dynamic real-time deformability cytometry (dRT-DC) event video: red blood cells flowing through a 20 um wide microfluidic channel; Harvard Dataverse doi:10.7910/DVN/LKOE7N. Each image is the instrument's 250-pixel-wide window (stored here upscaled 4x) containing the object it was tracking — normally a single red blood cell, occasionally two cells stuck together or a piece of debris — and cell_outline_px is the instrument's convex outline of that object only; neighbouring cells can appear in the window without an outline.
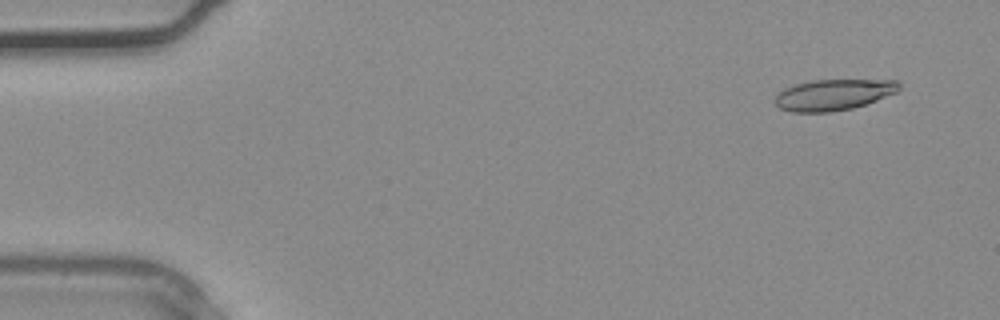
{"species": "common noctule bat (a hibernating species)", "species_latin": "Nyctalus noctula", "temperature_condition": "warm", "stored_images_in_passage": 4, "camera_frame_rate_fps": 3000, "um_per_image_px": 0.085, "animal": {"sex": "male", "body_mass_g": 20.4}, "frame": {"image": 1, "passage_image": 1, "time_ms": 0.0, "image_size_px": [1000, 320], "cell_outline_px": [[900, 88], [896, 92], [876, 100], [852, 108], [828, 112], [792, 112], [780, 108], [776, 104], [776, 96], [784, 88], [796, 84], [812, 80], [896, 80], [900, 84]], "centroid_in_image_um": [70.84, 8.05], "position_along_channel_um": 14.2, "area_um2": 22.14}}
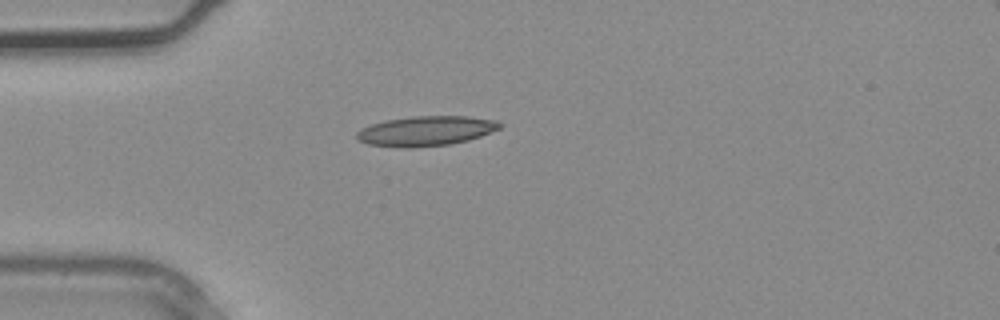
{"frame": {"image": 2, "passage_image": 3, "time_ms": 0.667, "image_size_px": [1000, 320], "cell_outline_px": [[504, 124], [500, 128], [480, 136], [468, 140], [448, 144], [412, 148], [400, 148], [368, 144], [360, 140], [356, 136], [356, 132], [360, 128], [372, 124], [388, 120], [412, 116], [468, 116], [496, 120]], "centroid_in_image_um": [36.2, 11.13], "position_along_channel_um": 48.8, "area_um2": 24.85}}